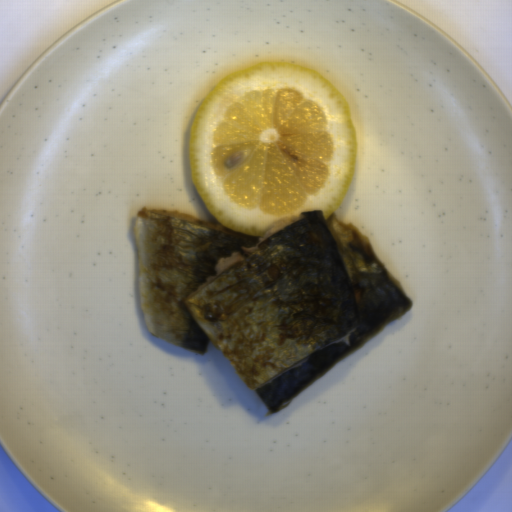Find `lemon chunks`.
Wrapping results in <instances>:
<instances>
[{"label": "lemon chunks", "instance_id": "obj_1", "mask_svg": "<svg viewBox=\"0 0 512 512\" xmlns=\"http://www.w3.org/2000/svg\"><path fill=\"white\" fill-rule=\"evenodd\" d=\"M356 159L351 106L295 63L226 75L198 107L188 137L192 185L211 216L260 238L282 217L334 215Z\"/></svg>", "mask_w": 512, "mask_h": 512}]
</instances>
